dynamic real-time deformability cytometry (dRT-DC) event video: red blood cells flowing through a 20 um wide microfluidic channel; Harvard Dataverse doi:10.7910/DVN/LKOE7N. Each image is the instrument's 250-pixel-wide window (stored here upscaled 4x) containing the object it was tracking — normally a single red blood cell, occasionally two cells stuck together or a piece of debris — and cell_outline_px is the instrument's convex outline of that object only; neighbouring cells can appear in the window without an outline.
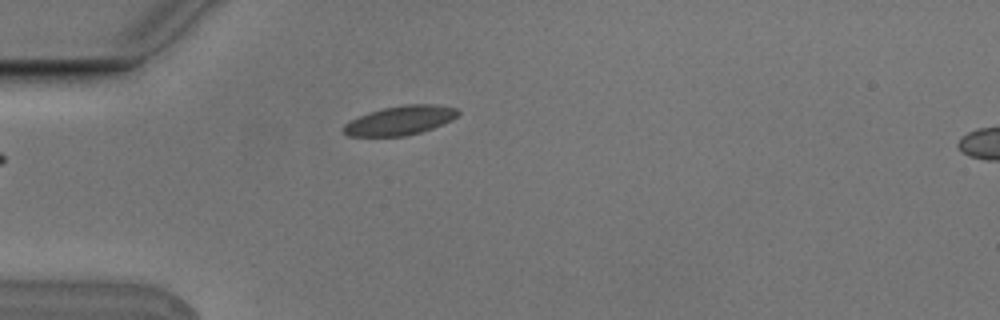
{"species": "Egyptian fruit bat (a non-hibernating species)", "species_latin": "Rousettus aegyptiacus", "temperature_condition": "cold", "stored_images_in_passage": 4, "camera_frame_rate_fps": 3000, "um_per_image_px": 0.085, "animal": {"sex": "male"}, "frame": {"image": 1, "passage_image": 4, "time_ms": 1.0, "image_size_px": [1000, 320], "cell_outline_px": [[460, 112], [452, 120], [432, 128], [420, 132], [404, 136], [348, 136], [344, 132], [344, 124], [348, 120], [368, 112], [384, 108], [404, 104], [436, 104], [456, 108]], "centroid_in_image_um": [33.99, 10.22], "position_along_channel_um": 51.0, "area_um2": 19.42}}